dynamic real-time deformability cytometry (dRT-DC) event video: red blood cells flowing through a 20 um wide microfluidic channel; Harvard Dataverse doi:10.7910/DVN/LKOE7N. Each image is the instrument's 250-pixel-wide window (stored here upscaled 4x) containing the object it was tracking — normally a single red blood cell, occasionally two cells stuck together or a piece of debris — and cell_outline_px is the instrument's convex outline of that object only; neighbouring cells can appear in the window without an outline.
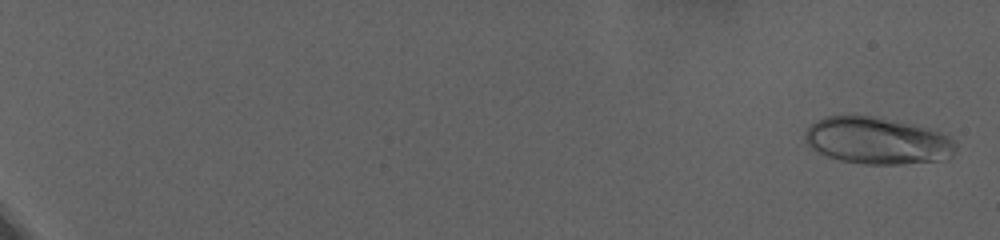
{"species": "human", "species_latin": "Homo sapiens", "temperature_condition": "warm", "stored_images_in_passage": 73, "camera_frame_rate_fps": 3000, "um_per_image_px": 0.085, "donor": {"sex": "female"}, "frame": {"image": 1, "passage_image": 3, "time_ms": 0.667, "image_size_px": [1000, 240], "cell_outline_px": [[956, 152], [952, 156], [940, 160], [900, 164], [864, 164], [840, 160], [816, 152], [804, 140], [804, 132], [816, 120], [824, 116], [852, 112], [912, 124], [928, 128], [940, 132], [948, 136], [956, 144]], "centroid_in_image_um": [74.51, 11.93], "position_along_channel_um": 10.5, "area_um2": 41.79}}
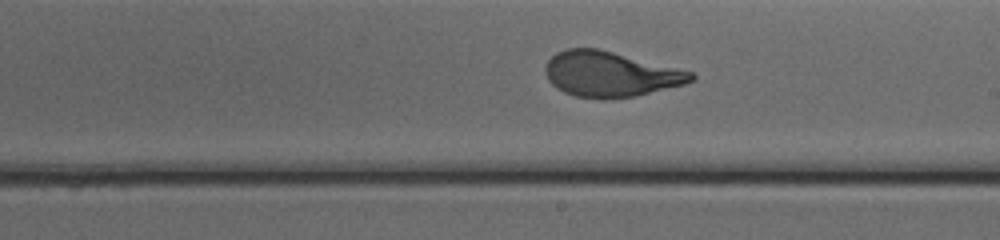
{"frame": {"image": 2, "passage_image": 53, "time_ms": 17.333, "image_size_px": [1000, 240], "cell_outline_px": [[696, 80], [684, 84], [636, 96], [604, 100], [576, 96], [564, 92], [556, 88], [548, 80], [544, 72], [544, 68], [548, 60], [556, 52], [568, 48], [600, 48], [696, 72]], "centroid_in_image_um": [51.9, 6.3], "position_along_channel_um": 237.1, "area_um2": 39.07}}
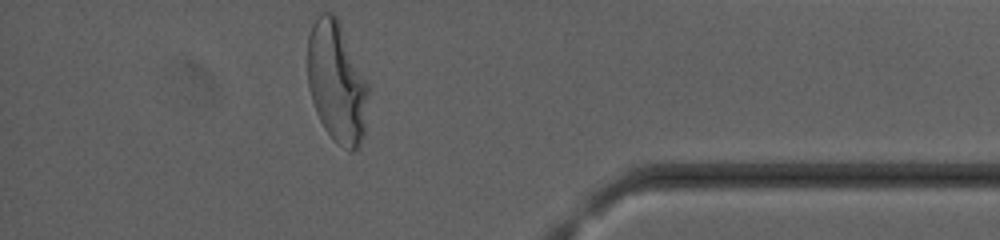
{"frame": {"image": 3, "passage_image": 73, "time_ms": 24.0, "image_size_px": [1000, 240], "cell_outline_px": [[368, 92], [364, 136], [360, 144], [352, 152], [336, 144], [332, 140], [324, 128], [316, 112], [308, 88], [308, 36], [312, 24], [316, 16], [320, 12], [332, 12], [336, 16], [340, 24], [368, 84]], "centroid_in_image_um": [28.6, 7.01], "position_along_channel_um": 406.6, "area_um2": 42.77}, "authors_computed_cell_mechanics": {"area_um2": 38.726, "velocity_mm_per_s": 2.8462, "shape_relaxation_time_tau1_ms": 6.3087, "shape_relaxation_time_tau2_ms": null, "deformation_change_tau1": 0.2495, "deformation_change_tau2": null}}